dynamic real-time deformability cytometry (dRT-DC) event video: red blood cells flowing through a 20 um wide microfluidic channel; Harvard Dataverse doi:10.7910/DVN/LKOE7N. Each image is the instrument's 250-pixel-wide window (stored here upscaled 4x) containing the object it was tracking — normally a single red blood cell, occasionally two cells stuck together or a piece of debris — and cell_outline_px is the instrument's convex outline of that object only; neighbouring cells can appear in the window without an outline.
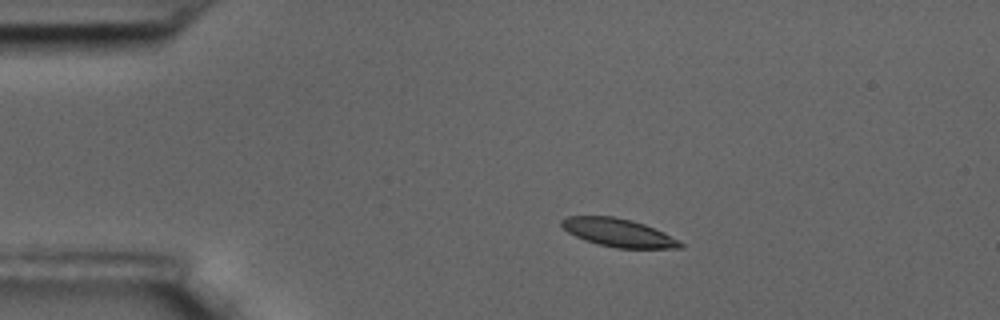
{"species": "common noctule bat (a hibernating species)", "species_latin": "Nyctalus noctula", "temperature_condition": "room temperature", "stored_images_in_passage": 49, "camera_frame_rate_fps": 3000, "um_per_image_px": 0.085, "animal": {"sex": "male", "body_mass_g": 17.5, "forearm_length_mm": 52.3}, "frame": {"image": 1, "passage_image": 1, "time_ms": 0.0, "image_size_px": [1000, 320], "cell_outline_px": [[684, 248], [616, 248], [584, 240], [568, 232], [560, 224], [560, 220], [564, 216], [616, 216], [632, 220], [644, 224], [664, 232], [680, 240], [684, 244]], "centroid_in_image_um": [52.58, 19.77], "position_along_channel_um": 32.4, "area_um2": 19.59}}
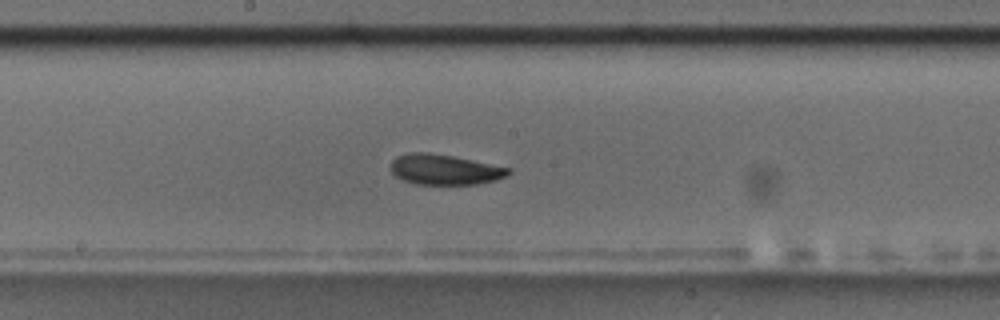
{"frame": {"image": 2, "passage_image": 21, "time_ms": 6.667, "image_size_px": [1000, 320], "cell_outline_px": [[512, 172], [496, 180], [476, 184], [416, 184], [404, 180], [396, 176], [392, 172], [392, 160], [396, 156], [408, 152], [428, 152], [452, 156], [512, 168]], "centroid_in_image_um": [37.8, 14.4], "position_along_channel_um": 210.4, "area_um2": 20.69}}
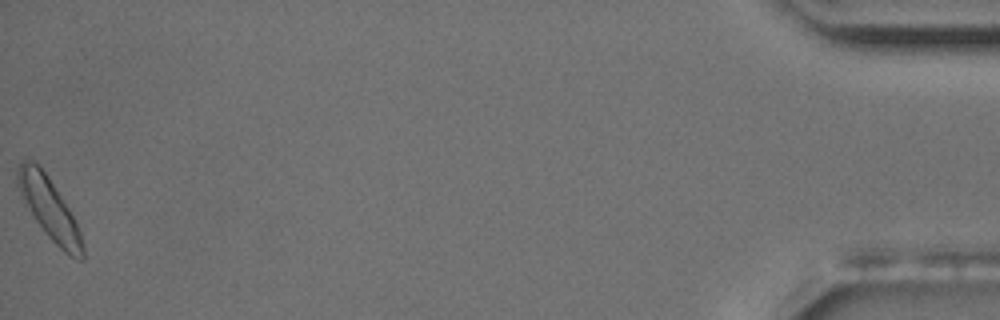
{"frame": {"image": 3, "passage_image": 49, "time_ms": 16.0, "image_size_px": [1000, 320], "cell_outline_px": [[84, 260], [80, 260], [68, 256], [48, 236], [36, 220], [16, 184], [16, 168], [24, 160], [32, 160], [44, 172], [68, 208], [80, 232], [84, 248]], "centroid_in_image_um": [4.2, 17.77], "position_along_channel_um": 431.0, "area_um2": 22.31}, "authors_computed_cell_mechanics": {"area_um2": 20.6924, "velocity_mm_per_s": 3.3966, "shape_relaxation_time_tau1_ms": 3.8901, "shape_relaxation_time_tau2_ms": 4.0011, "deformation_change_tau1": 0.0988, "deformation_change_tau2": 0.11}}